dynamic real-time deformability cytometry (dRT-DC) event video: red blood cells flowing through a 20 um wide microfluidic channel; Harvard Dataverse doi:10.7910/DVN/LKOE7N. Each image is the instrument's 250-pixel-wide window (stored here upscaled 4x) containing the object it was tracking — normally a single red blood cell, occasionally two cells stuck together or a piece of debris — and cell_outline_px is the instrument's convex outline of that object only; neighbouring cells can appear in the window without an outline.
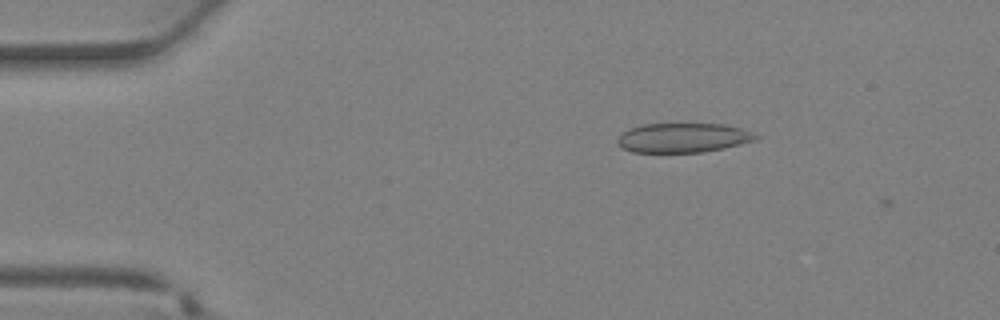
{"species": "Egyptian fruit bat (a non-hibernating species)", "species_latin": "Rousettus aegyptiacus", "temperature_condition": "warm", "stored_images_in_passage": 3, "camera_frame_rate_fps": 3000, "um_per_image_px": 0.085, "animal": {"sex": "female"}, "frame": {"image": 1, "passage_image": 2, "time_ms": 0.333, "image_size_px": [1000, 320], "cell_outline_px": [[760, 136], [756, 140], [724, 148], [704, 152], [632, 152], [620, 148], [616, 144], [616, 140], [620, 132], [628, 128], [644, 124], [724, 124], [740, 128]], "centroid_in_image_um": [57.98, 11.71], "position_along_channel_um": 27.0, "area_um2": 23.93}}